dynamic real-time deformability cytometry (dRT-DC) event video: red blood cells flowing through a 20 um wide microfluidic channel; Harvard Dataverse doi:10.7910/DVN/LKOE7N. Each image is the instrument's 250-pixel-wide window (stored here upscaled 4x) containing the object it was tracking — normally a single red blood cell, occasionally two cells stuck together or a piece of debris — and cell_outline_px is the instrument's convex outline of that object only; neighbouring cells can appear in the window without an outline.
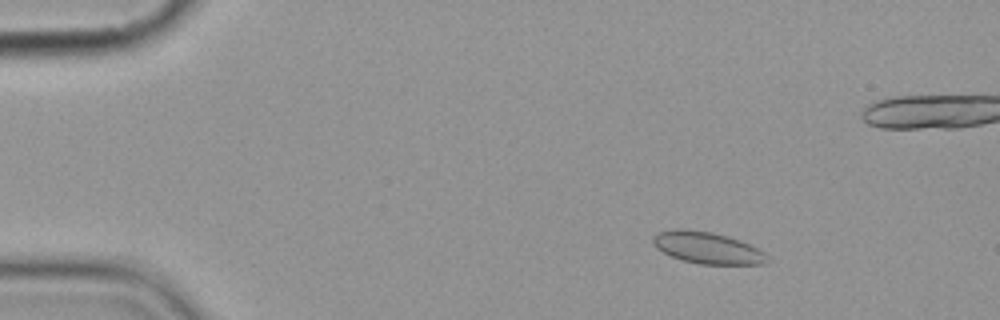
{"species": "common noctule bat (a hibernating species)", "species_latin": "Nyctalus noctula", "temperature_condition": "cold", "stored_images_in_passage": 5, "camera_frame_rate_fps": 3000, "um_per_image_px": 0.085, "animal": {"sex": "female", "body_mass_g": 19.9}, "frame": {"image": 1, "passage_image": 2, "time_ms": 1.0, "image_size_px": [1000, 320], "cell_outline_px": [[772, 260], [764, 264], [700, 264], [680, 260], [656, 248], [652, 244], [652, 236], [656, 232], [676, 228], [712, 232], [728, 236], [740, 240], [764, 252]], "centroid_in_image_um": [60.11, 21.06], "position_along_channel_um": 24.9, "area_um2": 21.27}}